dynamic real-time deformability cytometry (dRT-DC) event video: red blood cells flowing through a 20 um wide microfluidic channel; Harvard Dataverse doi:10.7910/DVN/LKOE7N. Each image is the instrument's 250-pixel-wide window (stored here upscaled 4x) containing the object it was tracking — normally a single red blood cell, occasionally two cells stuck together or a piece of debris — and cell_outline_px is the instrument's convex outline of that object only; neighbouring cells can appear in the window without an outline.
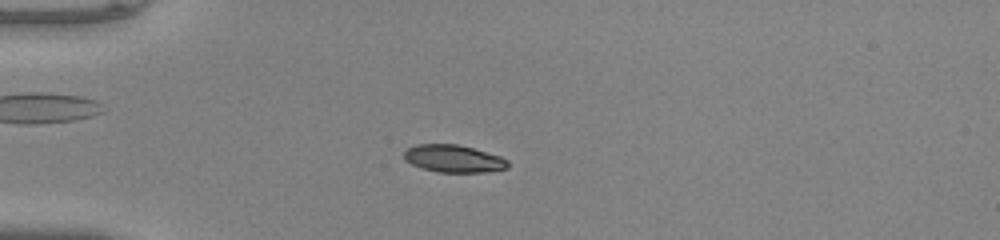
{"species": "common noctule bat (a hibernating species)", "species_latin": "Nyctalus noctula", "temperature_condition": "warm", "stored_images_in_passage": 47, "camera_frame_rate_fps": 3000, "um_per_image_px": 0.085, "animal": {"sex": "male", "body_mass_g": 20.0, "forearm_length_mm": 53.3}, "frame": {"image": 1, "passage_image": 11, "time_ms": 3.333, "image_size_px": [1000, 240], "cell_outline_px": [[508, 168], [484, 172], [436, 172], [420, 168], [404, 160], [404, 152], [408, 148], [416, 144], [456, 144], [472, 148], [500, 156], [508, 160]], "centroid_in_image_um": [38.52, 13.49], "position_along_channel_um": 46.5, "area_um2": 16.59}}
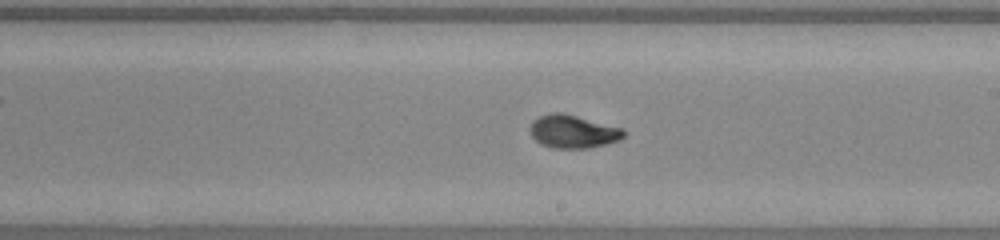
{"frame": {"image": 2, "passage_image": 27, "time_ms": 8.667, "image_size_px": [1000, 240], "cell_outline_px": [[624, 136], [620, 140], [588, 148], [552, 148], [540, 144], [532, 136], [528, 128], [532, 120], [540, 116], [552, 112], [564, 112], [624, 128]], "centroid_in_image_um": [48.68, 11.16], "position_along_channel_um": 240.3, "area_um2": 18.32}}
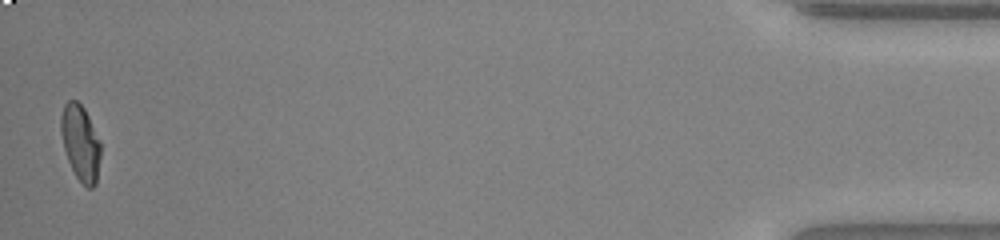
{"frame": {"image": 3, "passage_image": 47, "time_ms": 15.333, "image_size_px": [1000, 240], "cell_outline_px": [[100, 156], [96, 184], [92, 188], [88, 188], [76, 176], [68, 160], [64, 148], [60, 132], [60, 116], [64, 104], [68, 100], [76, 100], [84, 108], [100, 140]], "centroid_in_image_um": [6.83, 12.11], "position_along_channel_um": 428.4, "area_um2": 17.46}, "authors_computed_cell_mechanics": {"area_um2": 17.5712, "velocity_mm_per_s": 4.1144, "shape_relaxation_time_tau1_ms": 5.5365, "shape_relaxation_time_tau2_ms": 1.0585, "deformation_change_tau1": 0.2485, "deformation_change_tau2": 0.0529}}